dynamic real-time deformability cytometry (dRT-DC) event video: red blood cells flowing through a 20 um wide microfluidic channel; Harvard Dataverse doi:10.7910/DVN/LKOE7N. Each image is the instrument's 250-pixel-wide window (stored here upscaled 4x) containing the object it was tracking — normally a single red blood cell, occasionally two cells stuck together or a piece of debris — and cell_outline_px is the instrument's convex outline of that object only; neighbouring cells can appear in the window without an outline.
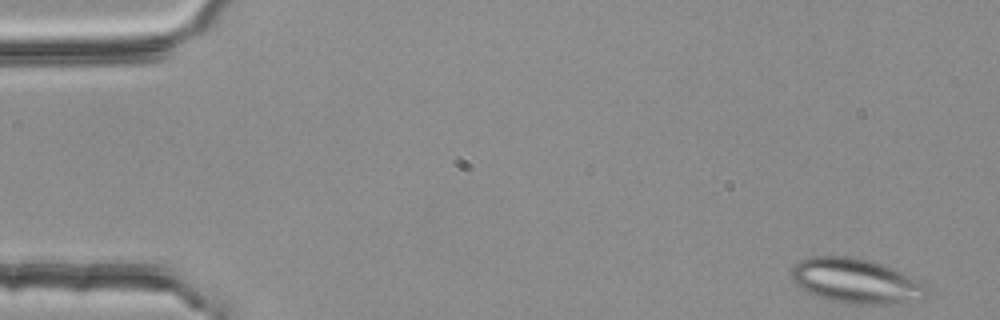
{"species": "common noctule bat (a hibernating species)", "species_latin": "Nyctalus noctula", "temperature_condition": "room temperature", "stored_images_in_passage": 50, "segment_of_instrument_passage": [1, 2], "camera_frame_rate_fps": 3000, "um_per_image_px": 0.085, "animal": {"sex": "female", "body_mass_g": 25.1}, "frame": {"image": 1, "passage_image": 1, "time_ms": 0.0, "image_size_px": [1000, 320], "cell_outline_px": [[928, 292], [924, 300], [896, 304], [848, 304], [832, 300], [808, 292], [796, 284], [792, 280], [792, 268], [800, 260], [812, 256], [848, 256], [868, 260], [892, 268], [924, 280], [928, 284]], "centroid_in_image_um": [72.86, 23.89], "position_along_channel_um": 12.1, "area_um2": 35.66}}